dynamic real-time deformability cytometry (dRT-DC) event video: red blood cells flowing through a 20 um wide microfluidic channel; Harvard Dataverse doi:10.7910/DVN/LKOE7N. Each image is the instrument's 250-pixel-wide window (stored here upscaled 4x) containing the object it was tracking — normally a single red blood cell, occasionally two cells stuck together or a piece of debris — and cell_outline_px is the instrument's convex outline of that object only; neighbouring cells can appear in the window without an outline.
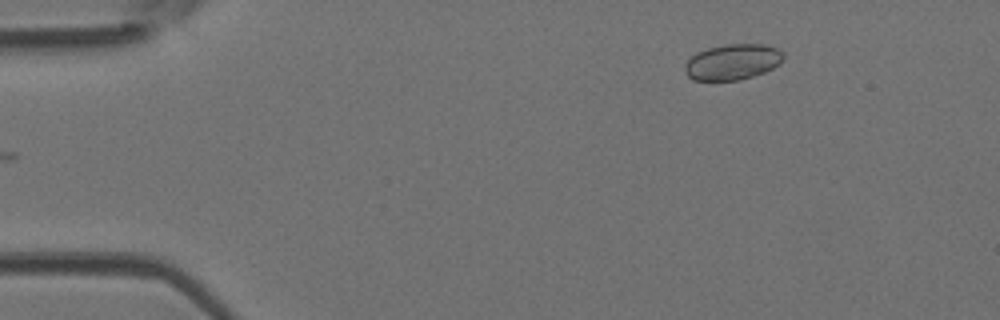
{"species": "Egyptian fruit bat (a non-hibernating species)", "species_latin": "Rousettus aegyptiacus", "temperature_condition": "room temperature", "stored_images_in_passage": 42, "camera_frame_rate_fps": 3000, "um_per_image_px": 0.085, "animal": {"sex": "female"}, "frame": {"image": 1, "passage_image": 1, "time_ms": 0.0, "image_size_px": [1000, 320], "cell_outline_px": [[784, 60], [780, 64], [764, 72], [740, 80], [692, 80], [688, 76], [684, 68], [684, 64], [696, 52], [708, 48], [724, 44], [764, 44], [776, 48], [784, 56]], "centroid_in_image_um": [62.26, 5.26], "position_along_channel_um": 22.7, "area_um2": 20.52}}
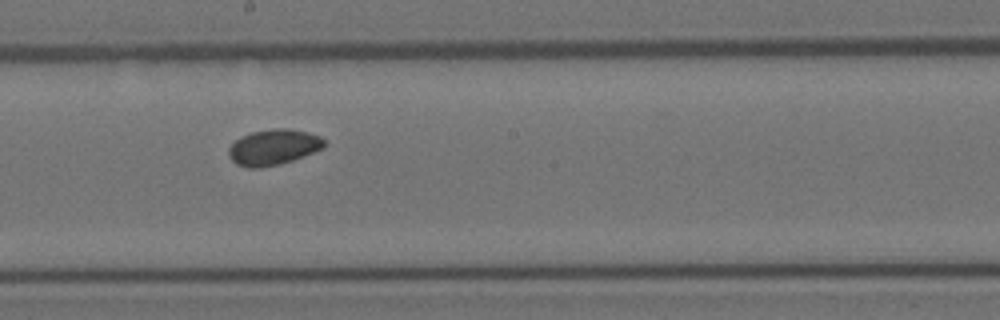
{"frame": {"image": 2, "passage_image": 21, "time_ms": 6.667, "image_size_px": [1000, 320], "cell_outline_px": [[324, 148], [304, 156], [280, 164], [260, 168], [248, 168], [236, 164], [228, 156], [228, 148], [240, 136], [252, 132], [272, 128], [288, 128], [308, 132], [320, 136], [324, 140]], "centroid_in_image_um": [23.23, 12.51], "position_along_channel_um": 225.0, "area_um2": 20.0}}
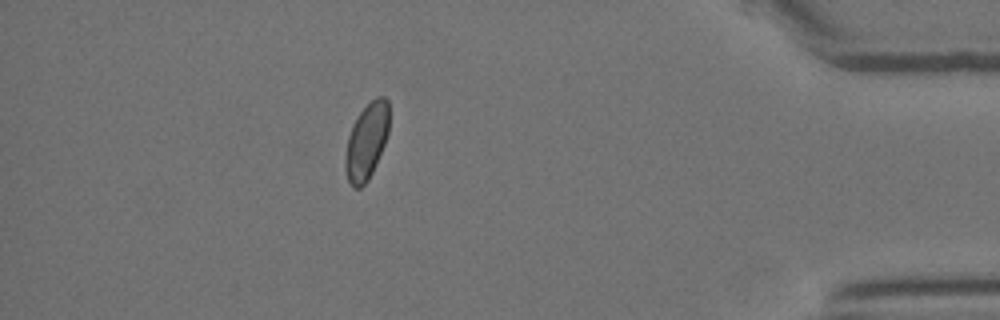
{"frame": {"image": 3, "passage_image": 37, "time_ms": 12.0, "image_size_px": [1000, 320], "cell_outline_px": [[388, 132], [384, 144], [376, 164], [368, 180], [360, 188], [352, 188], [348, 180], [344, 168], [344, 160], [348, 136], [352, 124], [360, 112], [376, 96], [384, 96], [388, 100]], "centroid_in_image_um": [31.13, 12.03], "position_along_channel_um": 404.1, "area_um2": 19.42}, "authors_computed_cell_mechanics": {"area_um2": 19.5942, "velocity_mm_per_s": 4.1911, "shape_relaxation_time_tau1_ms": null, "shape_relaxation_time_tau2_ms": 8.3612, "deformation_change_tau1": null, "deformation_change_tau2": 0.0686}}